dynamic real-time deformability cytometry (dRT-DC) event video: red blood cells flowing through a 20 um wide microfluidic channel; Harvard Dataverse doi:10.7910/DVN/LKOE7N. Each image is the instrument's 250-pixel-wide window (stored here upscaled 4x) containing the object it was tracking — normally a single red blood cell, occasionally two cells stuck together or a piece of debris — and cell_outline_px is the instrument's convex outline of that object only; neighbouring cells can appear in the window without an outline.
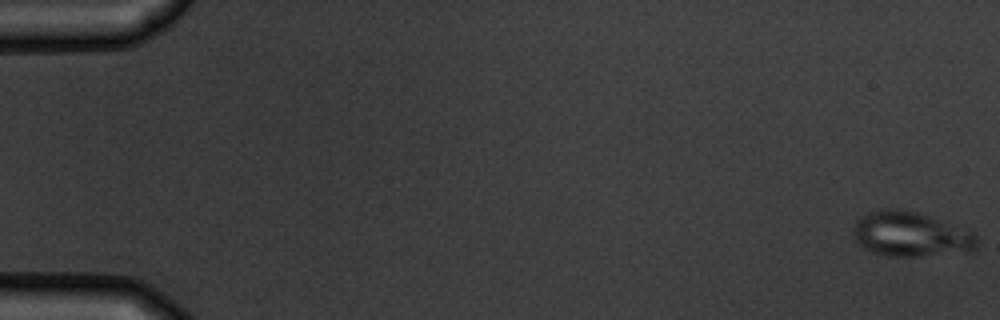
{"species": "common noctule bat (a hibernating species)", "species_latin": "Nyctalus noctula", "temperature_condition": "warm", "stored_images_in_passage": 6, "camera_frame_rate_fps": 3000, "um_per_image_px": 0.085, "animal": {"sex": "male", "body_mass_g": 19.5, "forearm_length_mm": 54.6}, "frame": {"image": 1, "passage_image": 1, "time_ms": 0.0, "image_size_px": [1000, 320], "cell_outline_px": [[976, 248], [920, 256], [888, 256], [872, 252], [864, 248], [852, 236], [852, 228], [856, 220], [860, 216], [868, 212], [880, 208], [900, 208], [916, 212], [928, 216], [972, 232], [976, 236]], "centroid_in_image_um": [77.27, 19.88], "position_along_channel_um": 7.7, "area_um2": 31.73}}